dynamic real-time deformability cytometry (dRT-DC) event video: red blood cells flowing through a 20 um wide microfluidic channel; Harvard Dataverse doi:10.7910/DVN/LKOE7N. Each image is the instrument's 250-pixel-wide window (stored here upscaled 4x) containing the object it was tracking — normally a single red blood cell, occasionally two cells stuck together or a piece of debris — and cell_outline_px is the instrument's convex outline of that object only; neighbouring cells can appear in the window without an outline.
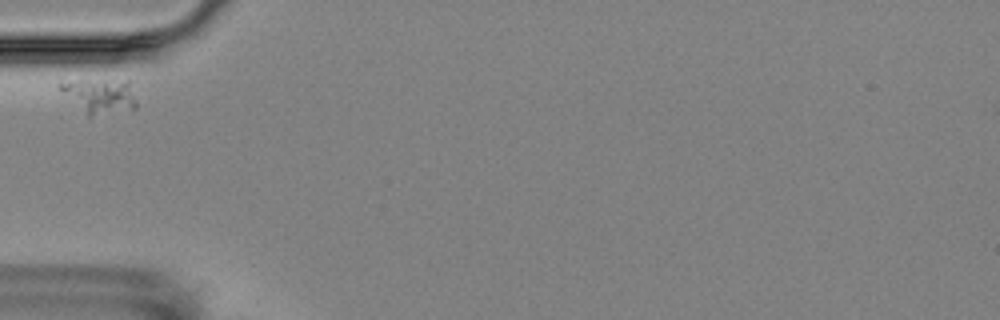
{"species": "Egyptian fruit bat (a non-hibernating species)", "species_latin": "Rousettus aegyptiacus", "temperature_condition": "room temperature", "stored_images_in_passage": 2, "camera_frame_rate_fps": 3000, "um_per_image_px": 0.085, "animal": {"sex": "female"}, "frame": {"image": 1, "passage_image": 1, "time_ms": 0.0, "image_size_px": [1000, 320], "cell_outline_px": [[136, 108], [92, 116], [88, 116], [56, 84], [60, 80], [128, 80], [136, 100]], "centroid_in_image_um": [8.48, 8.11], "position_along_channel_um": 76.5, "area_um2": 15.2}}